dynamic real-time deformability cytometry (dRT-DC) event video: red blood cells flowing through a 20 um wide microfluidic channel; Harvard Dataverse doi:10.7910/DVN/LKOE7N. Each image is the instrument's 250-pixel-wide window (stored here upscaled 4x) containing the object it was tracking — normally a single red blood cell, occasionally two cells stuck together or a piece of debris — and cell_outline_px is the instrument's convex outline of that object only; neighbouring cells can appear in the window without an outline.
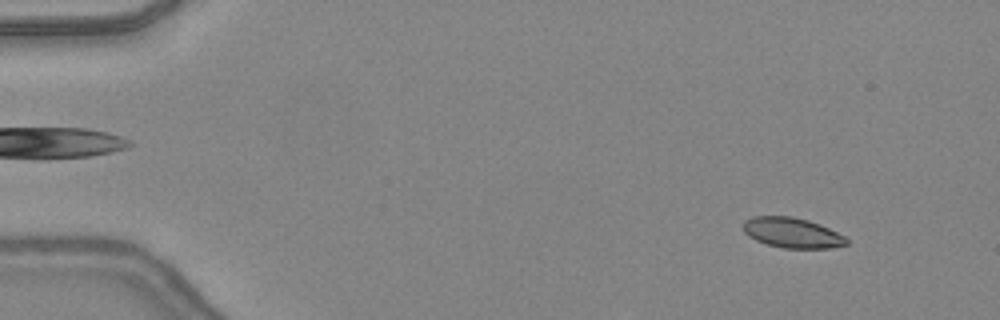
{"species": "common noctule bat (a hibernating species)", "species_latin": "Nyctalus noctula", "temperature_condition": "warm", "stored_images_in_passage": 12, "camera_frame_rate_fps": 3000, "um_per_image_px": 0.085, "animal": {"sex": "female", "body_mass_g": 24.6, "forearm_length_mm": 56.2}, "frame": {"image": 1, "passage_image": 1, "time_ms": 0.0, "image_size_px": [1000, 320], "cell_outline_px": [[848, 244], [832, 248], [784, 248], [768, 244], [756, 240], [748, 236], [744, 232], [744, 220], [752, 216], [792, 216], [808, 220], [820, 224], [844, 236], [848, 240]], "centroid_in_image_um": [67.33, 19.78], "position_along_channel_um": 17.7, "area_um2": 18.15}}